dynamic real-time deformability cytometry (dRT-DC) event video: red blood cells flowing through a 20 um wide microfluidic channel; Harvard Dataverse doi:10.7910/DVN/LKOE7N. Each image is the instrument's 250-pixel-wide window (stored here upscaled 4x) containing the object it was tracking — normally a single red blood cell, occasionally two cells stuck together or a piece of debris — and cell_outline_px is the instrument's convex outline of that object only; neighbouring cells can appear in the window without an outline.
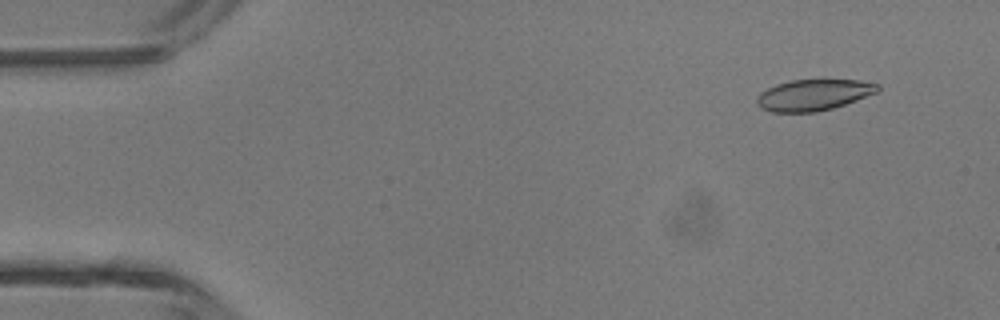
{"species": "common noctule bat (a hibernating species)", "species_latin": "Nyctalus noctula", "temperature_condition": "room temperature", "stored_images_in_passage": 3, "camera_frame_rate_fps": 3000, "um_per_image_px": 0.085, "animal": {"sex": "male", "body_mass_g": 13.3}, "frame": {"image": 1, "passage_image": 3, "time_ms": 0.667, "image_size_px": [1000, 320], "cell_outline_px": [[880, 88], [876, 92], [856, 100], [832, 108], [816, 112], [772, 112], [760, 108], [756, 104], [756, 96], [760, 92], [776, 84], [792, 80], [860, 80], [880, 84]], "centroid_in_image_um": [69.11, 8.07], "position_along_channel_um": 15.9, "area_um2": 21.91}}